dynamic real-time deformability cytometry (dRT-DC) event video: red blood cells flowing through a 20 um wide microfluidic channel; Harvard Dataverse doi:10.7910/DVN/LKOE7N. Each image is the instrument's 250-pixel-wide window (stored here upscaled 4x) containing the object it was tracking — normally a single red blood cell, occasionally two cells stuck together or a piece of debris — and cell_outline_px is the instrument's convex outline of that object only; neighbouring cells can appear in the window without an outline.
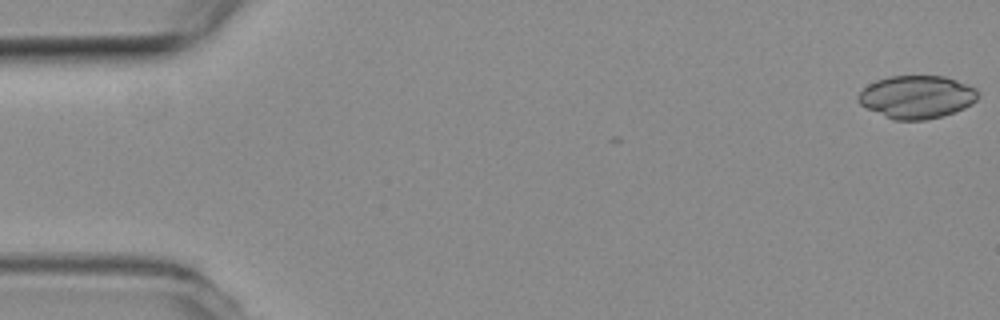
{"species": "common noctule bat (a hibernating species)", "species_latin": "Nyctalus noctula", "temperature_condition": "room temperature", "stored_images_in_passage": 4, "camera_frame_rate_fps": 3000, "um_per_image_px": 0.085, "animal": {"sex": "female", "body_mass_g": 19.3, "forearm_length_mm": 54.1}, "frame": {"image": 1, "passage_image": 1, "time_ms": 0.0, "image_size_px": [1000, 320], "cell_outline_px": [[976, 100], [972, 104], [964, 108], [940, 116], [924, 120], [892, 120], [860, 104], [856, 100], [856, 96], [868, 84], [876, 80], [888, 76], [944, 76], [968, 84], [976, 88]], "centroid_in_image_um": [77.89, 8.23], "position_along_channel_um": 7.1, "area_um2": 29.82}}